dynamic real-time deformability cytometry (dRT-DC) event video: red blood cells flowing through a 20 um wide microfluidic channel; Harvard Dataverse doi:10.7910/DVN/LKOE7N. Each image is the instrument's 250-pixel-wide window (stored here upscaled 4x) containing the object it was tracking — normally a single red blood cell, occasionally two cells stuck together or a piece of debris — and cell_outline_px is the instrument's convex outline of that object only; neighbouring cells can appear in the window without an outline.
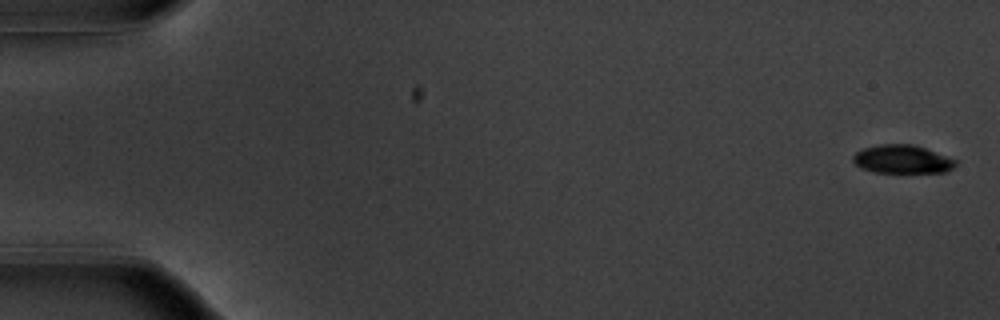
{"species": "common noctule bat (a hibernating species)", "species_latin": "Nyctalus noctula", "temperature_condition": "warm", "stored_images_in_passage": 55, "camera_frame_rate_fps": 3000, "um_per_image_px": 0.085, "animal": {"sex": "male", "body_mass_g": 20.1, "forearm_length_mm": 53.5}, "frame": {"image": 1, "passage_image": 2, "time_ms": 0.333, "image_size_px": [1000, 320], "cell_outline_px": [[956, 164], [952, 168], [944, 172], [876, 172], [864, 168], [856, 164], [852, 160], [852, 156], [856, 152], [864, 148], [880, 144], [912, 144], [924, 148], [956, 160]], "centroid_in_image_um": [76.67, 13.53], "position_along_channel_um": 8.3, "area_um2": 16.59}}
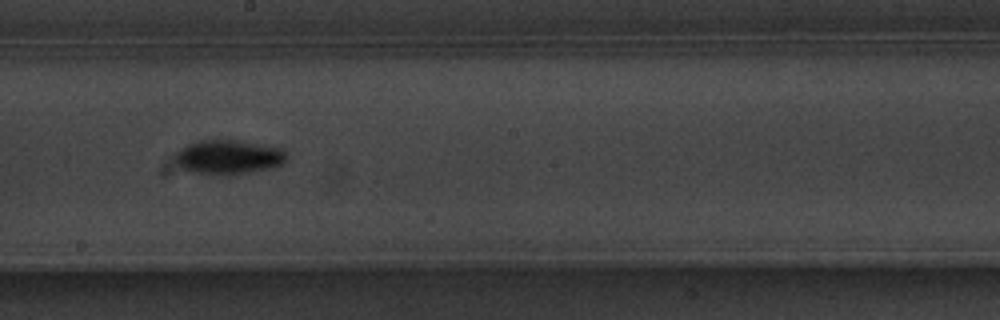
{"frame": {"image": 2, "passage_image": 32, "time_ms": 10.333, "image_size_px": [1000, 320], "cell_outline_px": [[288, 160], [272, 168], [244, 172], [188, 172], [176, 160], [176, 152], [180, 148], [188, 144], [200, 140], [244, 140], [284, 148], [288, 156]], "centroid_in_image_um": [19.5, 13.28], "position_along_channel_um": 228.7, "area_um2": 21.73}}
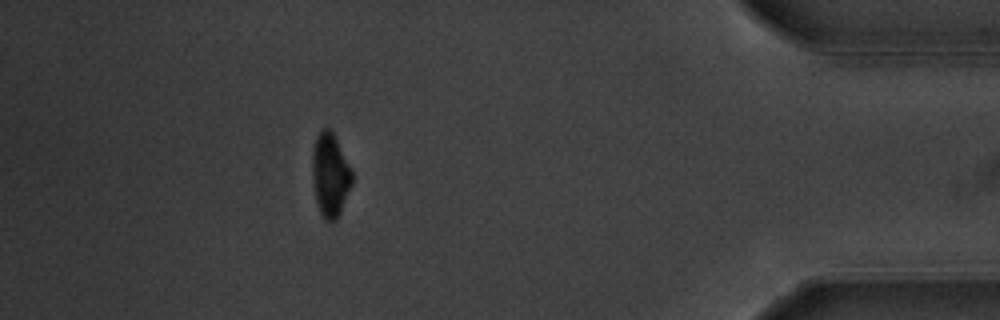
{"frame": {"image": 3, "passage_image": 50, "time_ms": 16.333, "image_size_px": [1000, 320], "cell_outline_px": [[352, 184], [340, 212], [336, 220], [324, 220], [320, 212], [316, 200], [312, 172], [312, 152], [316, 136], [324, 128], [332, 128], [352, 168]], "centroid_in_image_um": [28.08, 14.81], "position_along_channel_um": 407.1, "area_um2": 19.48}}